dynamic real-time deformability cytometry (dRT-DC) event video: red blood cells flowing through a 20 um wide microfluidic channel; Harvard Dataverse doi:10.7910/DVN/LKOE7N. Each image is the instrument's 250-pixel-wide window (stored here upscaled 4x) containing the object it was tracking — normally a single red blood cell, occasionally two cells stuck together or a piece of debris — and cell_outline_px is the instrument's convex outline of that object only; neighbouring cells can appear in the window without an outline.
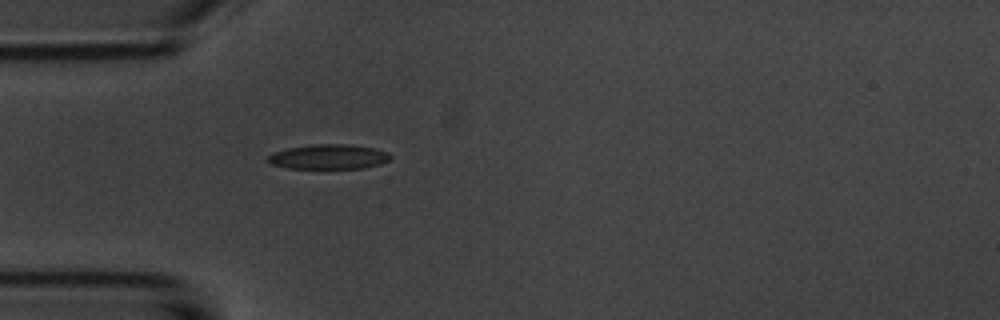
{"species": "common noctule bat (a hibernating species)", "species_latin": "Nyctalus noctula", "temperature_condition": "room temperature", "stored_images_in_passage": 1, "camera_frame_rate_fps": 3000, "um_per_image_px": 0.085, "animal": {"sex": "male", "body_mass_g": 20.1, "forearm_length_mm": 53.5}, "frame": {"image": 1, "passage_image": 1, "time_ms": 0.0, "image_size_px": [1000, 320], "cell_outline_px": [[392, 156], [388, 160], [380, 164], [364, 168], [288, 168], [272, 164], [268, 160], [268, 156], [272, 152], [288, 148], [316, 144], [344, 144], [372, 148], [388, 152]], "centroid_in_image_um": [27.93, 13.33], "position_along_channel_um": 57.1, "area_um2": 17.46}}